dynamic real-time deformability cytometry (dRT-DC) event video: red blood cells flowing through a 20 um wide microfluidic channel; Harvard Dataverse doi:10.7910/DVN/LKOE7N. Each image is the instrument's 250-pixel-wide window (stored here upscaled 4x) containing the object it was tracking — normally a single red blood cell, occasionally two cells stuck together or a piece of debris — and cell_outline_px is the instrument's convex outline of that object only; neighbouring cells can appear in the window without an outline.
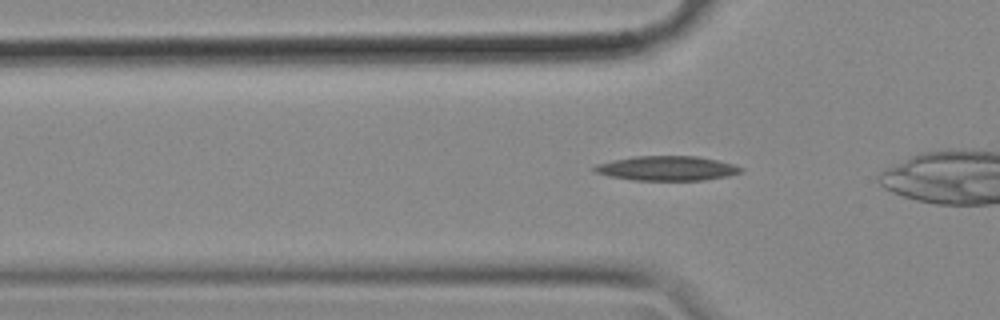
{"species": "common noctule bat (a hibernating species)", "species_latin": "Nyctalus noctula", "temperature_condition": "cold", "stored_images_in_passage": 34, "camera_frame_rate_fps": 3000, "um_per_image_px": 0.085, "animal": {"sex": "female", "body_mass_g": 18.4}, "frame": {"image": 1, "passage_image": 6, "time_ms": 1.667, "image_size_px": [1000, 320], "cell_outline_px": [[744, 172], [728, 176], [704, 180], [632, 180], [608, 176], [596, 172], [592, 168], [596, 164], [636, 156], [696, 156], [716, 160], [732, 164], [744, 168]], "centroid_in_image_um": [56.72, 14.31], "position_along_channel_um": 69.1, "area_um2": 20.87}}
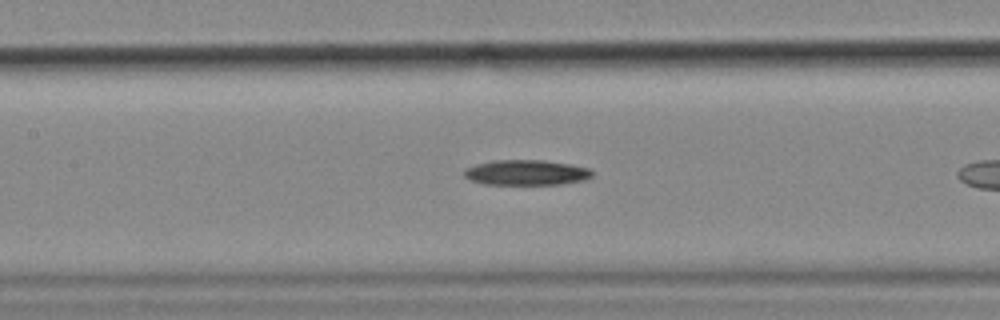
{"frame": {"image": 2, "passage_image": 14, "time_ms": 4.333, "image_size_px": [1000, 320], "cell_outline_px": [[592, 176], [584, 180], [564, 184], [484, 184], [472, 180], [464, 176], [464, 168], [476, 164], [492, 160], [544, 160], [568, 164], [588, 168], [592, 172]], "centroid_in_image_um": [44.71, 14.66], "position_along_channel_um": 162.7, "area_um2": 18.79}}
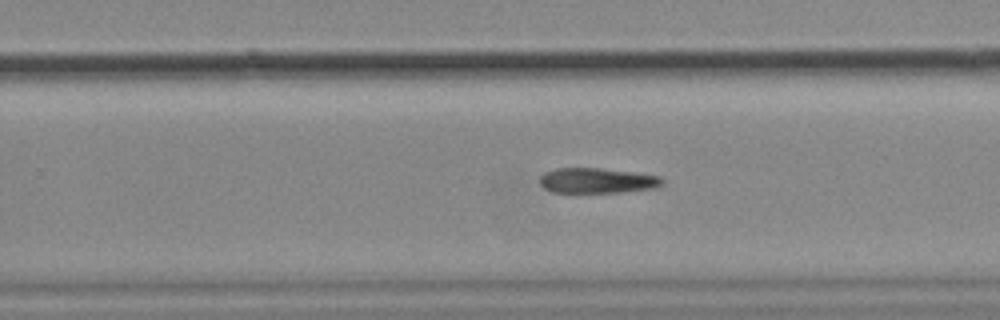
{"frame": {"image": 3, "passage_image": 24, "time_ms": 7.667, "image_size_px": [1000, 320], "cell_outline_px": [[664, 180], [656, 188], [620, 192], [552, 192], [544, 188], [540, 184], [540, 176], [544, 172], [556, 168], [600, 168], [632, 172], [660, 176]], "centroid_in_image_um": [50.72, 15.34], "position_along_channel_um": 279.1, "area_um2": 17.92}}